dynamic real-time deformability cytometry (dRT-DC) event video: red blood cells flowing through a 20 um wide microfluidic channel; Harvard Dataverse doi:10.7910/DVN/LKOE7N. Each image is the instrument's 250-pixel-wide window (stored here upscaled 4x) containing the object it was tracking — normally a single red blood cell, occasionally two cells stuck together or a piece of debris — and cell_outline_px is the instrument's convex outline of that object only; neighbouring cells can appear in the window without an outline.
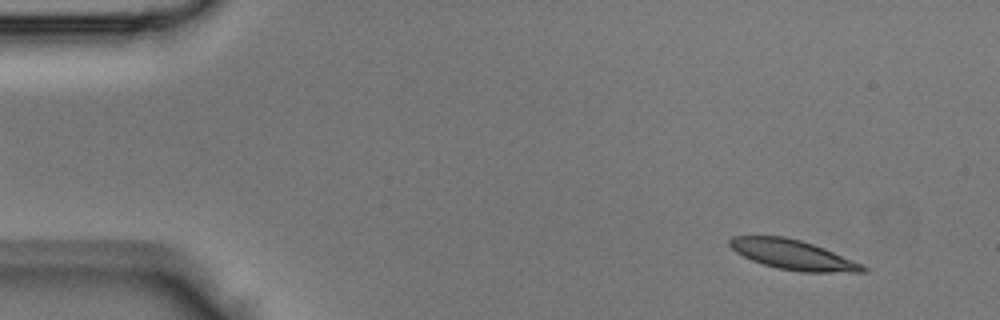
{"species": "Egyptian fruit bat (a non-hibernating species)", "species_latin": "Rousettus aegyptiacus", "temperature_condition": "room temperature", "stored_images_in_passage": 44, "camera_frame_rate_fps": 3000, "um_per_image_px": 0.085, "animal": {"sex": "male"}, "frame": {"image": 1, "passage_image": 3, "time_ms": 0.667, "image_size_px": [1000, 320], "cell_outline_px": [[868, 268], [864, 272], [800, 272], [776, 268], [752, 260], [736, 252], [728, 244], [728, 240], [732, 236], [784, 236], [800, 240], [824, 248], [864, 264]], "centroid_in_image_um": [67.41, 21.65], "position_along_channel_um": 17.6, "area_um2": 23.06}}
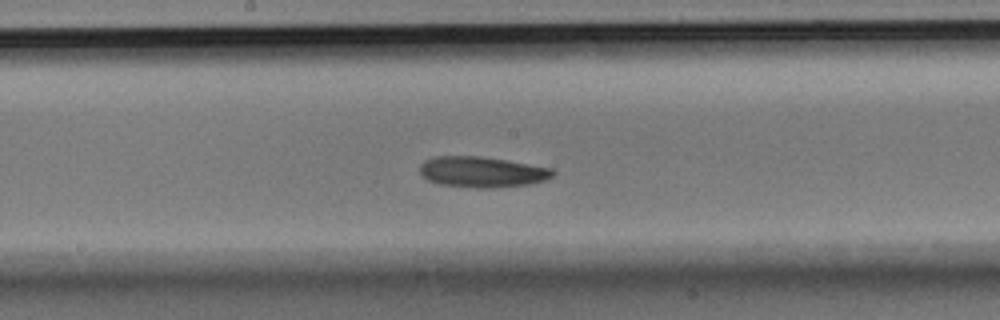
{"frame": {"image": 2, "passage_image": 22, "time_ms": 7.0, "image_size_px": [1000, 320], "cell_outline_px": [[556, 172], [552, 176], [544, 180], [528, 184], [492, 188], [476, 188], [440, 184], [428, 180], [420, 172], [420, 164], [424, 160], [432, 156], [480, 156], [552, 168]], "centroid_in_image_um": [40.94, 14.61], "position_along_channel_um": 207.3, "area_um2": 23.7}}
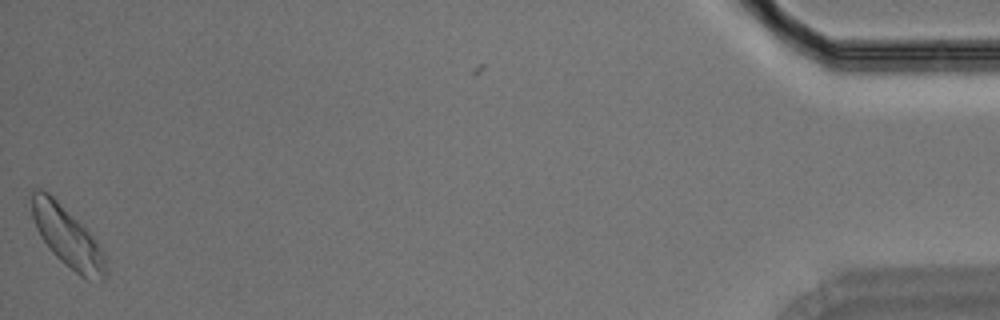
{"frame": {"image": 3, "passage_image": 43, "time_ms": 14.0, "image_size_px": [1000, 320], "cell_outline_px": [[108, 276], [104, 280], [88, 280], [80, 276], [64, 264], [48, 248], [40, 236], [36, 228], [32, 216], [32, 188], [40, 188], [48, 192], [92, 236], [100, 248], [104, 256], [108, 272]], "centroid_in_image_um": [5.72, 20.19], "position_along_channel_um": 429.5, "area_um2": 25.61}}